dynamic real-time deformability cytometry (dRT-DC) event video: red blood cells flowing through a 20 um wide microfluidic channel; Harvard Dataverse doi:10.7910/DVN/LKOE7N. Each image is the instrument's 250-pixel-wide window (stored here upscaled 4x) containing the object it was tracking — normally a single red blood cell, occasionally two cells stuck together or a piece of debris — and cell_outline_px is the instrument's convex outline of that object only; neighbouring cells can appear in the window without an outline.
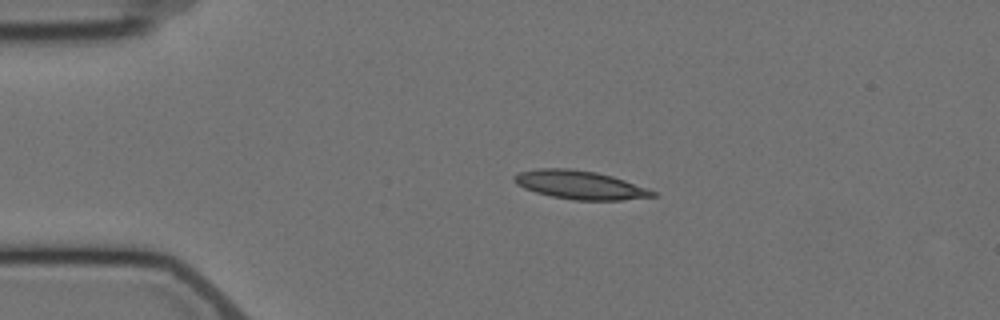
{"species": "Egyptian fruit bat (a non-hibernating species)", "species_latin": "Rousettus aegyptiacus", "temperature_condition": "cold", "stored_images_in_passage": 5, "camera_frame_rate_fps": 3000, "um_per_image_px": 0.085, "animal": {"sex": "female"}, "frame": {"image": 1, "passage_image": 4, "time_ms": 3.333, "image_size_px": [1000, 320], "cell_outline_px": [[656, 196], [620, 200], [572, 200], [552, 196], [536, 192], [524, 188], [516, 184], [512, 180], [512, 176], [520, 172], [540, 168], [568, 168], [596, 172], [612, 176], [648, 188], [656, 192]], "centroid_in_image_um": [49.27, 15.71], "position_along_channel_um": 35.7, "area_um2": 22.95}}